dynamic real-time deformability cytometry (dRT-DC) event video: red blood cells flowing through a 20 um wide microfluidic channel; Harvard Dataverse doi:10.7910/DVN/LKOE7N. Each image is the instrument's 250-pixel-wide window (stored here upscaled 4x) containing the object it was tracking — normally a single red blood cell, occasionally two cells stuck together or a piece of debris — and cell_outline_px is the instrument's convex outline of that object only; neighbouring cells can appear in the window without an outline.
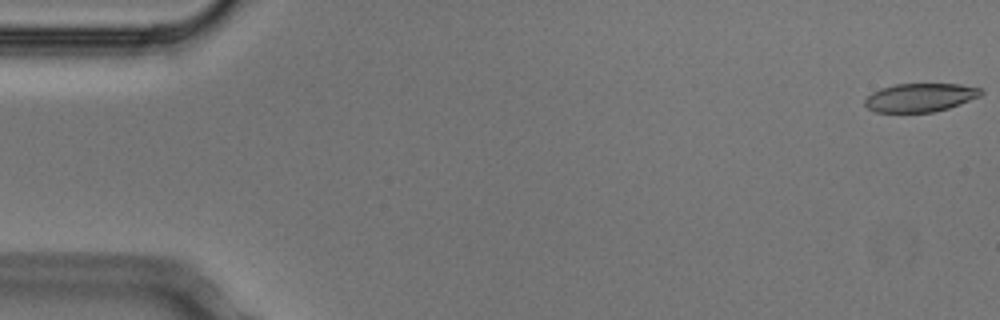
{"species": "Egyptian fruit bat (a non-hibernating species)", "species_latin": "Rousettus aegyptiacus", "temperature_condition": "cold", "stored_images_in_passage": 5, "camera_frame_rate_fps": 3000, "um_per_image_px": 0.085, "animal": {"sex": "male"}, "frame": {"image": 1, "passage_image": 1, "time_ms": 0.0, "image_size_px": [1000, 320], "cell_outline_px": [[984, 92], [980, 96], [960, 104], [948, 108], [932, 112], [876, 112], [868, 108], [864, 104], [864, 100], [872, 92], [880, 88], [896, 84], [960, 84], [980, 88]], "centroid_in_image_um": [78.21, 8.28], "position_along_channel_um": 6.8, "area_um2": 19.25}}
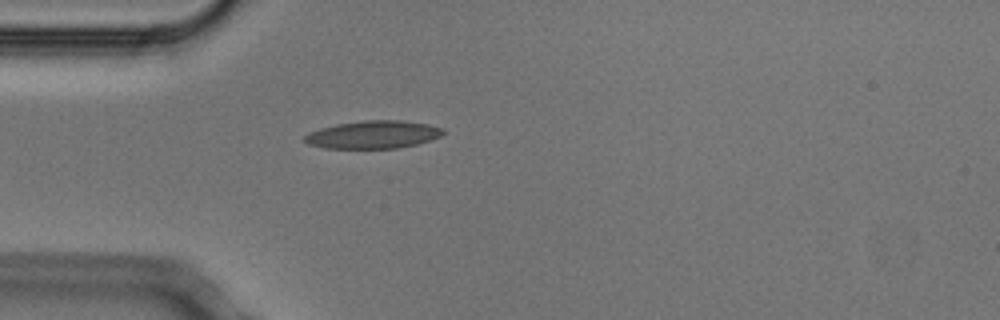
{"frame": {"image": 2, "passage_image": 5, "time_ms": 1.333, "image_size_px": [1000, 320], "cell_outline_px": [[444, 132], [440, 136], [432, 140], [416, 144], [396, 148], [324, 148], [308, 144], [304, 140], [304, 136], [308, 132], [320, 128], [336, 124], [364, 120], [400, 120], [428, 124], [444, 128]], "centroid_in_image_um": [31.71, 11.44], "position_along_channel_um": 53.3, "area_um2": 22.48}}